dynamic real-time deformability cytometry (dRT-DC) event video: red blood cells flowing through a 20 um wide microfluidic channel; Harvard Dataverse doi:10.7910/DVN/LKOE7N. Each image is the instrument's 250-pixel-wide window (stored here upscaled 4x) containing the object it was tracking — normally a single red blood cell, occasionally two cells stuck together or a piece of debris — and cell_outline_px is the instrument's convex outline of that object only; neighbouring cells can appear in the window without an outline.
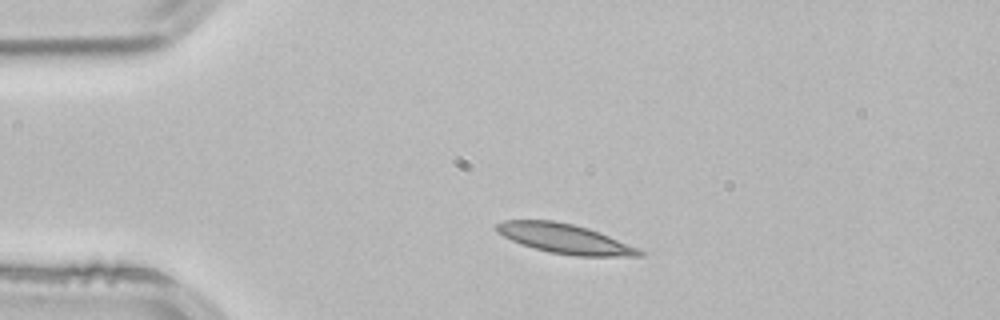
{"species": "common noctule bat (a hibernating species)", "species_latin": "Nyctalus noctula", "temperature_condition": "room temperature", "stored_images_in_passage": 2, "camera_frame_rate_fps": 3000, "um_per_image_px": 0.085, "animal": {"sex": "male", "body_mass_g": 21.5, "forearm_length_mm": 52.0}, "frame": {"image": 1, "passage_image": 1, "time_ms": 0.0, "image_size_px": [1000, 320], "cell_outline_px": [[644, 256], [576, 256], [548, 252], [520, 244], [496, 232], [496, 224], [504, 220], [552, 220], [572, 224], [588, 228], [600, 232], [640, 248], [644, 252]], "centroid_in_image_um": [48.03, 20.29], "position_along_channel_um": 37.0, "area_um2": 24.74}}